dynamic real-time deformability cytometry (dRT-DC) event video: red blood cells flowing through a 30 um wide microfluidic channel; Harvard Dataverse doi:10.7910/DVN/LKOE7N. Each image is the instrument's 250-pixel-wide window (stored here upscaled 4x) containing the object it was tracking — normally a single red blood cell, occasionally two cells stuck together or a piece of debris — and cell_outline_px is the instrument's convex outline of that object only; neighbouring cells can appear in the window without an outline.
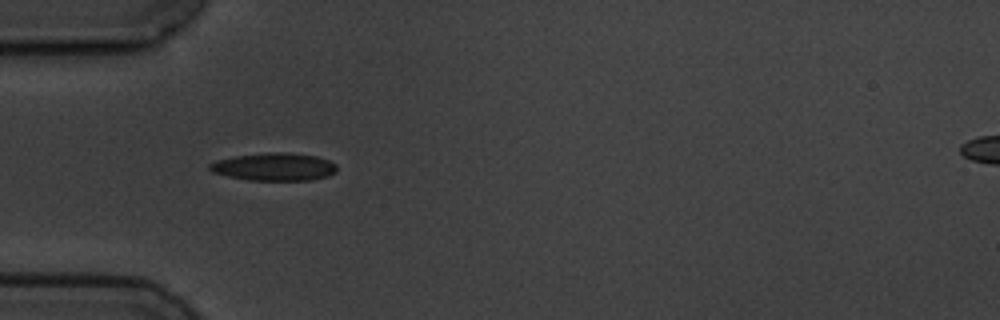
{"species": "common noctule bat (a hibernating species)", "species_latin": "Nyctalus noctula", "temperature_condition": "cold", "stored_images_in_passage": 9, "camera_frame_rate_fps": 3000, "um_per_image_px": 0.085, "animal": {"sex": "male", "body_mass_g": 19.5, "forearm_length_mm": 54.6}, "frame": {"image": 1, "passage_image": 1, "time_ms": 0.0, "image_size_px": [1000, 320], "cell_outline_px": [[336, 172], [328, 176], [308, 180], [248, 180], [228, 176], [212, 172], [208, 168], [208, 164], [216, 160], [236, 156], [268, 152], [284, 152], [316, 156], [328, 160], [336, 164]], "centroid_in_image_um": [23.29, 14.18], "position_along_channel_um": 61.7, "area_um2": 20.52}}
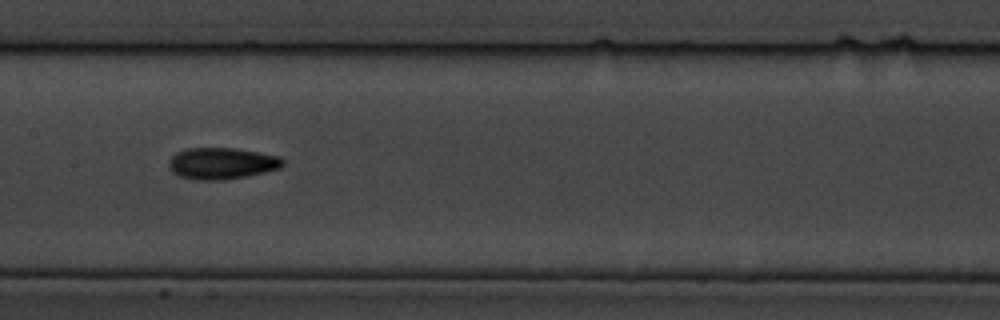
{"frame": {"image": 2, "passage_image": 4, "time_ms": 3.667, "image_size_px": [1000, 320], "cell_outline_px": [[284, 164], [280, 168], [248, 176], [224, 180], [196, 180], [180, 176], [172, 172], [168, 168], [168, 160], [176, 152], [188, 148], [236, 148], [280, 156], [284, 160]], "centroid_in_image_um": [18.84, 13.89], "position_along_channel_um": 188.6, "area_um2": 21.15}}
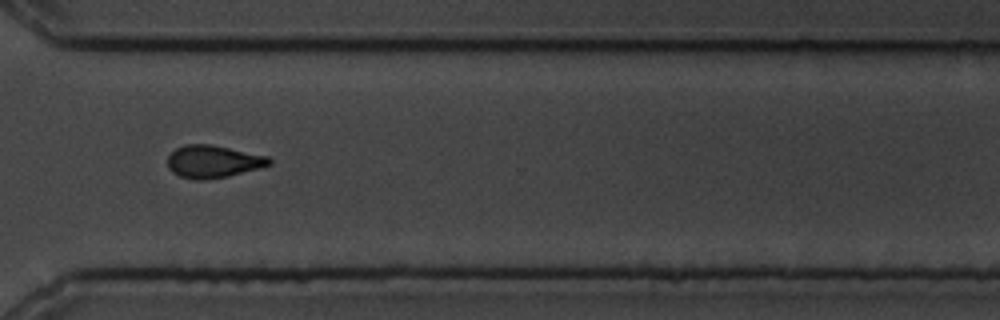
{"frame": {"image": 3, "passage_image": 8, "time_ms": 8.333, "image_size_px": [1000, 320], "cell_outline_px": [[272, 164], [260, 168], [228, 176], [204, 180], [196, 180], [180, 176], [172, 172], [168, 168], [168, 156], [176, 148], [184, 144], [212, 144], [268, 156], [272, 160]], "centroid_in_image_um": [18.12, 13.72], "position_along_channel_um": 352.5, "area_um2": 19.36}}